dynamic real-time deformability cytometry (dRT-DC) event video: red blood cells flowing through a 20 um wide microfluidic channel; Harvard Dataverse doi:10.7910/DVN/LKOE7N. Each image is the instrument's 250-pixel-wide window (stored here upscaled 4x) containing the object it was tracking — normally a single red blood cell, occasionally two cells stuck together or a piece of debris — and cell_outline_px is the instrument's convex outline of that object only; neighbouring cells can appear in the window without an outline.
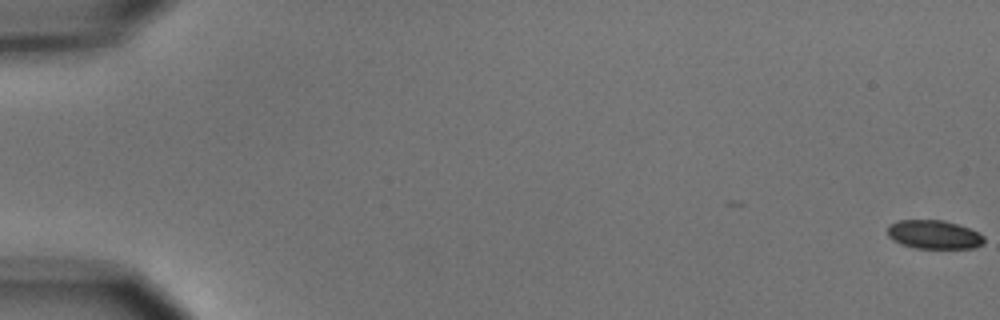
{"species": "common noctule bat (a hibernating species)", "species_latin": "Nyctalus noctula", "temperature_condition": "cold", "stored_images_in_passage": 7, "camera_frame_rate_fps": 3000, "um_per_image_px": 0.085, "animal": {"sex": "male", "body_mass_g": 15.6}, "frame": {"image": 1, "passage_image": 1, "time_ms": 0.0, "image_size_px": [1000, 320], "cell_outline_px": [[984, 244], [972, 248], [912, 248], [900, 244], [892, 240], [888, 236], [888, 224], [900, 220], [944, 220], [980, 232], [984, 236]], "centroid_in_image_um": [79.37, 19.94], "position_along_channel_um": 5.6, "area_um2": 16.3}}
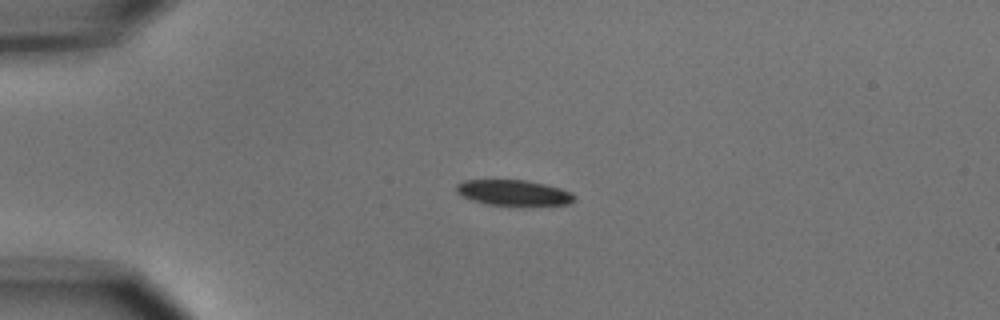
{"frame": {"image": 2, "passage_image": 5, "time_ms": 4.667, "image_size_px": [1000, 320], "cell_outline_px": [[576, 200], [568, 204], [520, 208], [488, 204], [472, 200], [456, 192], [456, 184], [464, 180], [524, 180], [544, 184], [560, 188], [572, 192], [576, 196]], "centroid_in_image_um": [43.72, 16.43], "position_along_channel_um": 41.3, "area_um2": 18.32}}
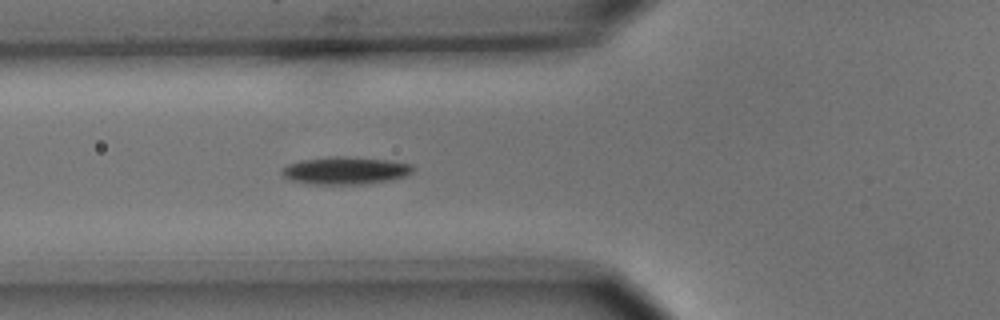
{"frame": {"image": 3, "passage_image": 7, "time_ms": 7.0, "image_size_px": [1000, 320], "cell_outline_px": [[416, 168], [412, 172], [404, 176], [392, 180], [364, 184], [308, 184], [288, 180], [280, 172], [288, 164], [304, 160], [328, 156], [348, 156], [388, 160], [412, 164]], "centroid_in_image_um": [29.37, 14.5], "position_along_channel_um": 96.4, "area_um2": 21.21}}